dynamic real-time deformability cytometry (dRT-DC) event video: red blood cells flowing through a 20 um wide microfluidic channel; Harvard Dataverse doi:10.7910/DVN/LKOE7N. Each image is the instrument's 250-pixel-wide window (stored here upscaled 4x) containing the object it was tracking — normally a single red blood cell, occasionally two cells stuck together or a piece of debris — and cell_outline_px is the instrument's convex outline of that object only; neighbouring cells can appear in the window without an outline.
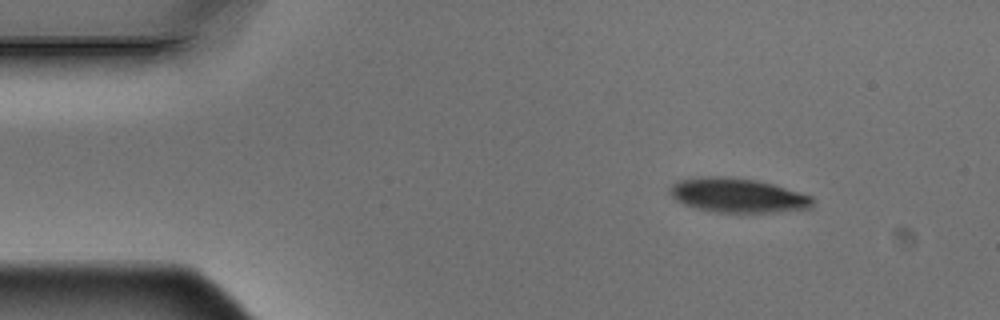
{"species": "Egyptian fruit bat (a non-hibernating species)", "species_latin": "Rousettus aegyptiacus", "temperature_condition": "warm", "stored_images_in_passage": 7, "camera_frame_rate_fps": 3000, "um_per_image_px": 0.085, "animal": {"sex": "male"}, "frame": {"image": 1, "passage_image": 1, "time_ms": 0.0, "image_size_px": [1000, 320], "cell_outline_px": [[812, 208], [776, 212], [712, 212], [696, 208], [684, 204], [676, 200], [668, 192], [672, 184], [680, 180], [700, 176], [732, 176], [756, 180], [772, 184], [812, 196]], "centroid_in_image_um": [62.67, 16.6], "position_along_channel_um": 22.3, "area_um2": 28.61}}
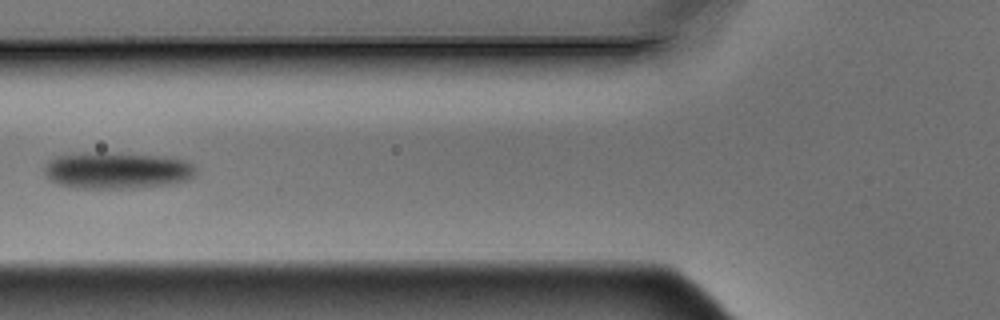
{"frame": {"image": 2, "passage_image": 5, "time_ms": 1.333, "image_size_px": [1000, 320], "cell_outline_px": [[196, 172], [188, 180], [172, 184], [136, 188], [76, 188], [60, 184], [52, 180], [44, 172], [44, 168], [48, 160], [56, 156], [84, 152], [100, 152], [164, 156], [184, 160], [192, 164], [196, 168]], "centroid_in_image_um": [9.95, 14.48], "position_along_channel_um": 115.8, "area_um2": 32.48}}
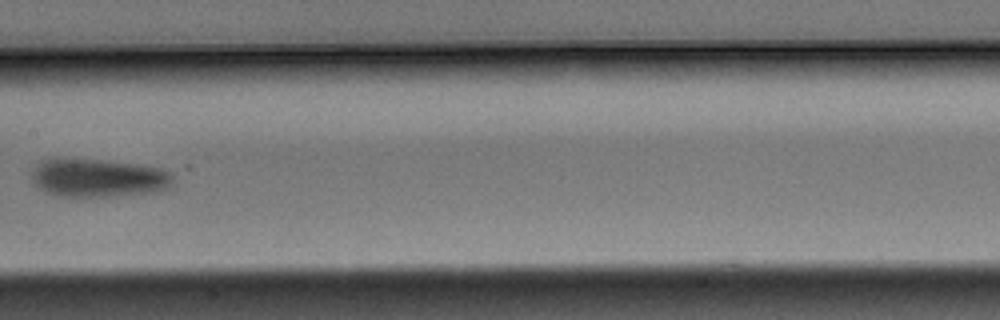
{"frame": {"image": 3, "passage_image": 7, "time_ms": 2.0, "image_size_px": [1000, 320], "cell_outline_px": [[172, 180], [168, 188], [152, 192], [104, 196], [60, 196], [44, 192], [32, 180], [32, 172], [44, 160], [96, 160], [136, 164], [160, 168], [172, 172]], "centroid_in_image_um": [8.39, 15.14], "position_along_channel_um": 199.0, "area_um2": 30.58}}